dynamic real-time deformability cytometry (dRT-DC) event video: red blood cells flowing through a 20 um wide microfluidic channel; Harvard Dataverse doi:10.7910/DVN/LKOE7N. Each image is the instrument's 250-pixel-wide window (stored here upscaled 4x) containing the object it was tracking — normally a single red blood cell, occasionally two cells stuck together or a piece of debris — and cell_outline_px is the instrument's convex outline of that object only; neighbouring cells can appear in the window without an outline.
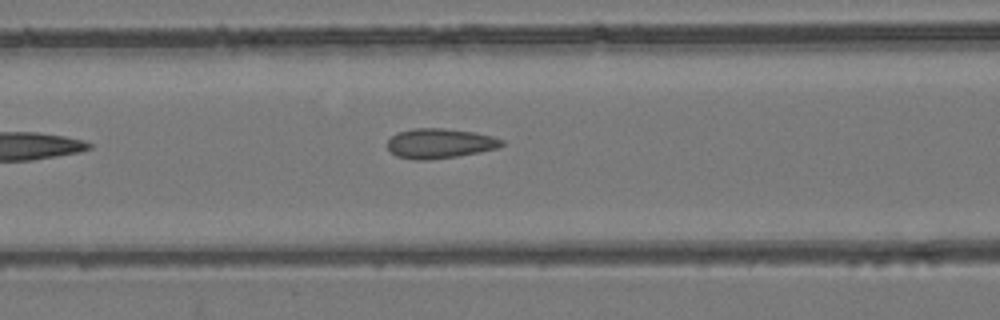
{"species": "common noctule bat (a hibernating species)", "species_latin": "Nyctalus noctula", "temperature_condition": "room temperature", "stored_images_in_passage": 4, "camera_frame_rate_fps": 3000, "um_per_image_px": 0.085, "animal": {"sex": "female", "body_mass_g": 24.6, "forearm_length_mm": 56.2}, "frame": {"image": 1, "passage_image": 4, "time_ms": 3.333, "image_size_px": [1000, 320], "cell_outline_px": [[504, 144], [496, 148], [456, 156], [428, 160], [416, 160], [396, 156], [388, 148], [388, 140], [392, 136], [400, 132], [412, 128], [444, 128], [472, 132], [492, 136], [504, 140]], "centroid_in_image_um": [37.36, 12.18], "position_along_channel_um": 129.2, "area_um2": 19.59}}